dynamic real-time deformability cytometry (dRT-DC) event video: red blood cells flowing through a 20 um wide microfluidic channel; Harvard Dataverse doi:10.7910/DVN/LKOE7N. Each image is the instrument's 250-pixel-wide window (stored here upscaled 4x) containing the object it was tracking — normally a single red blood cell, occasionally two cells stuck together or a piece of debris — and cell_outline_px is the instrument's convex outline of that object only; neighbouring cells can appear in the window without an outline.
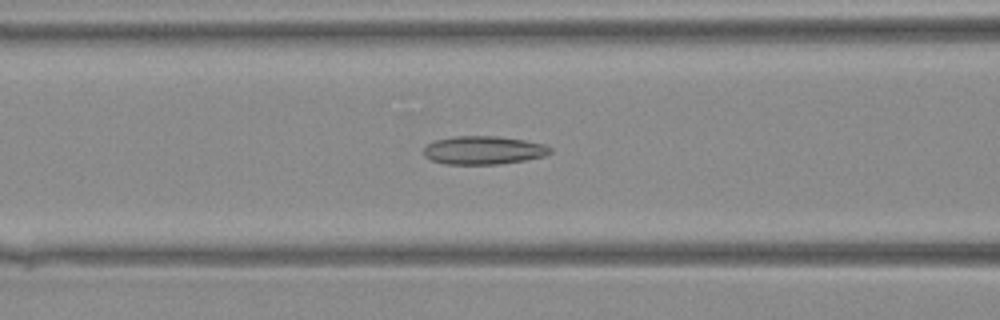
{"species": "Egyptian fruit bat (a non-hibernating species)", "species_latin": "Rousettus aegyptiacus", "temperature_condition": "warm", "stored_images_in_passage": 38, "camera_frame_rate_fps": 3000, "um_per_image_px": 0.085, "animal": {"sex": "female"}, "frame": {"image": 1, "passage_image": 14, "time_ms": 4.333, "image_size_px": [1000, 320], "cell_outline_px": [[552, 152], [544, 156], [524, 160], [500, 164], [444, 164], [432, 160], [424, 156], [424, 148], [428, 144], [436, 140], [456, 136], [496, 136], [524, 140], [544, 144], [552, 148]], "centroid_in_image_um": [41.11, 12.77], "position_along_channel_um": 125.5, "area_um2": 20.81}}
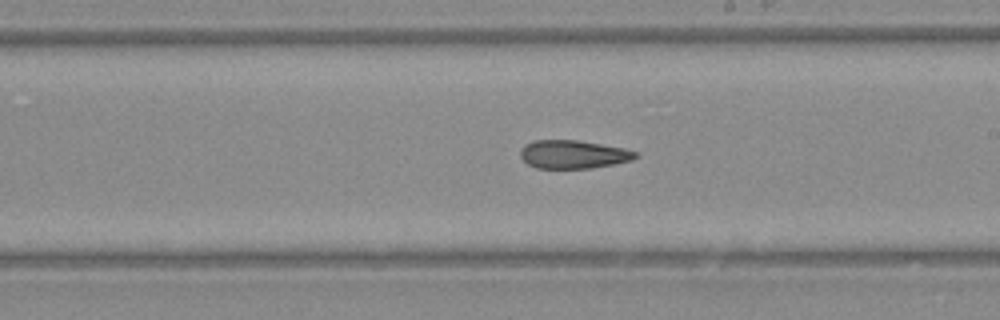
{"frame": {"image": 2, "passage_image": 21, "time_ms": 6.667, "image_size_px": [1000, 320], "cell_outline_px": [[640, 156], [632, 160], [592, 168], [536, 168], [528, 164], [520, 156], [520, 148], [524, 144], [532, 140], [580, 140], [624, 148], [636, 152]], "centroid_in_image_um": [48.71, 13.11], "position_along_channel_um": 240.3, "area_um2": 19.13}}
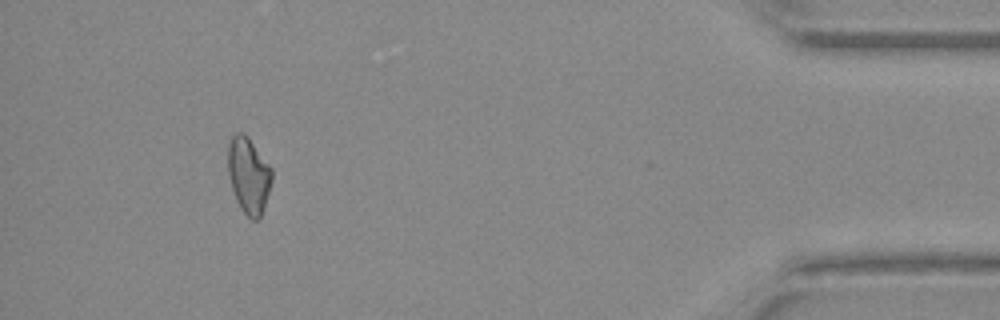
{"frame": {"image": 3, "passage_image": 35, "time_ms": 11.333, "image_size_px": [1000, 320], "cell_outline_px": [[272, 180], [264, 208], [260, 220], [252, 220], [240, 208], [236, 200], [232, 188], [228, 172], [228, 144], [232, 136], [236, 132], [244, 132], [248, 136], [272, 168]], "centroid_in_image_um": [21.14, 14.9], "position_along_channel_um": 414.1, "area_um2": 19.59}}